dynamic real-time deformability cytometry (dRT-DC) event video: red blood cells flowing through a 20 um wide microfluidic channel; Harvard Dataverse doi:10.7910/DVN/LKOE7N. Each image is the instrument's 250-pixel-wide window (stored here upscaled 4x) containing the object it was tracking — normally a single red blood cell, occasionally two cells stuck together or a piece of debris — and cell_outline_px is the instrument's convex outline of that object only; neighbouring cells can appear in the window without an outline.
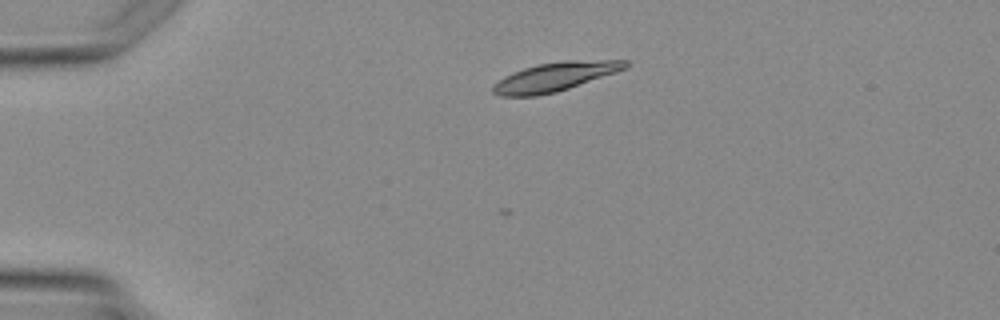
{"species": "Egyptian fruit bat (a non-hibernating species)", "species_latin": "Rousettus aegyptiacus", "temperature_condition": "warm", "stored_images_in_passage": 3, "camera_frame_rate_fps": 3000, "um_per_image_px": 0.085, "animal": {"sex": "female"}, "frame": {"image": 1, "passage_image": 2, "time_ms": 1.0, "image_size_px": [1000, 320], "cell_outline_px": [[632, 64], [628, 68], [556, 92], [536, 96], [500, 96], [492, 92], [492, 84], [496, 80], [512, 72], [524, 68], [540, 64], [560, 60], [628, 60]], "centroid_in_image_um": [47.16, 6.52], "position_along_channel_um": 37.8, "area_um2": 22.43}}